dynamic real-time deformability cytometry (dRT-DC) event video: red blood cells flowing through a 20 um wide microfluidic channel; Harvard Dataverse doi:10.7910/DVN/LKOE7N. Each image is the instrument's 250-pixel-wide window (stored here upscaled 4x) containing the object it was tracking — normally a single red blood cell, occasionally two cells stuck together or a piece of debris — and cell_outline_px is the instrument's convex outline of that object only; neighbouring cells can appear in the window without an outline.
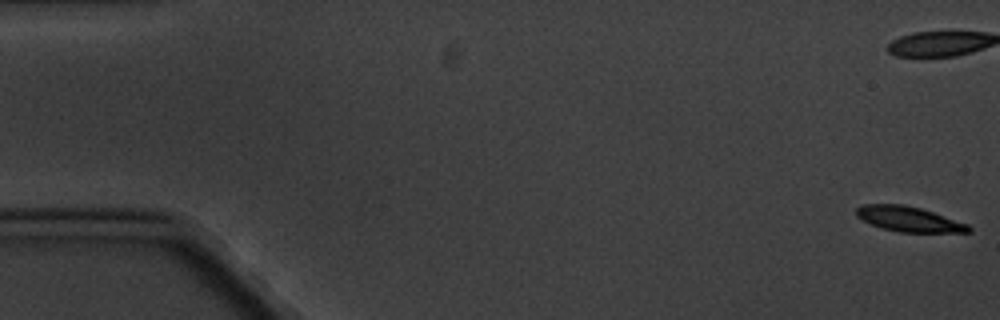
{"species": "common noctule bat (a hibernating species)", "species_latin": "Nyctalus noctula", "temperature_condition": "cold", "stored_images_in_passage": 6, "camera_frame_rate_fps": 3000, "um_per_image_px": 0.085, "animal": {"sex": "male", "body_mass_g": 20.1, "forearm_length_mm": 53.5}, "frame": {"image": 1, "passage_image": 1, "time_ms": 0.0, "image_size_px": [1000, 320], "cell_outline_px": [[972, 232], [900, 232], [880, 228], [856, 216], [856, 208], [860, 204], [904, 204], [920, 208], [968, 224], [972, 228]], "centroid_in_image_um": [77.23, 18.62], "position_along_channel_um": 7.8, "area_um2": 16.36}}